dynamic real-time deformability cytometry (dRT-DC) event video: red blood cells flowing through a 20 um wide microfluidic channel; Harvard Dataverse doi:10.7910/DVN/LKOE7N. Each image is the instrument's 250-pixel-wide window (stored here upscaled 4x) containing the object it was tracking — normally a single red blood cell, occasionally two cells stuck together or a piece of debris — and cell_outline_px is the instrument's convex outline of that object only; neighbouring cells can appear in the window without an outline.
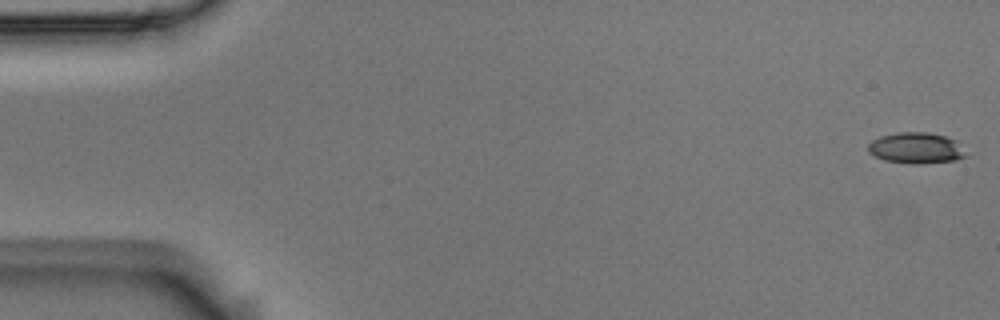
{"species": "Egyptian fruit bat (a non-hibernating species)", "species_latin": "Rousettus aegyptiacus", "temperature_condition": "room temperature", "stored_images_in_passage": 55, "camera_frame_rate_fps": 3000, "um_per_image_px": 0.085, "animal": {"sex": "male"}, "frame": {"image": 1, "passage_image": 1, "time_ms": 0.0, "image_size_px": [1000, 320], "cell_outline_px": [[968, 156], [956, 160], [920, 164], [912, 164], [884, 160], [868, 152], [868, 144], [872, 140], [880, 136], [896, 132], [928, 132], [944, 136], [956, 140]], "centroid_in_image_um": [77.86, 12.58], "position_along_channel_um": 7.1, "area_um2": 17.74}}
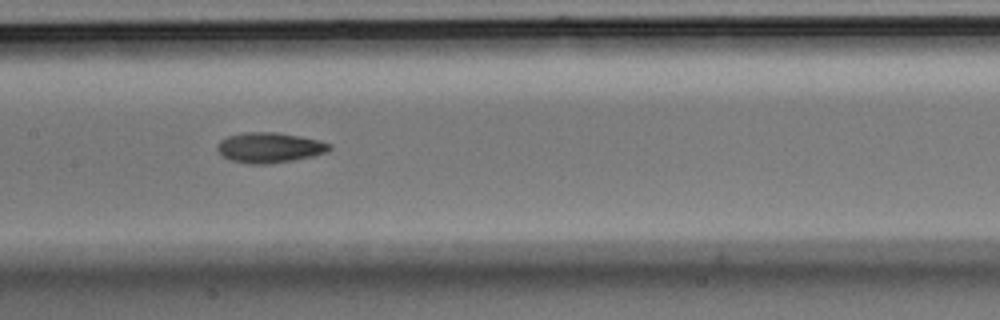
{"frame": {"image": 2, "passage_image": 27, "time_ms": 8.667, "image_size_px": [1000, 320], "cell_outline_px": [[332, 148], [328, 152], [312, 156], [292, 160], [268, 164], [248, 164], [228, 160], [216, 148], [220, 140], [228, 136], [244, 132], [276, 132], [300, 136], [332, 144]], "centroid_in_image_um": [22.9, 12.55], "position_along_channel_um": 184.5, "area_um2": 19.77}}
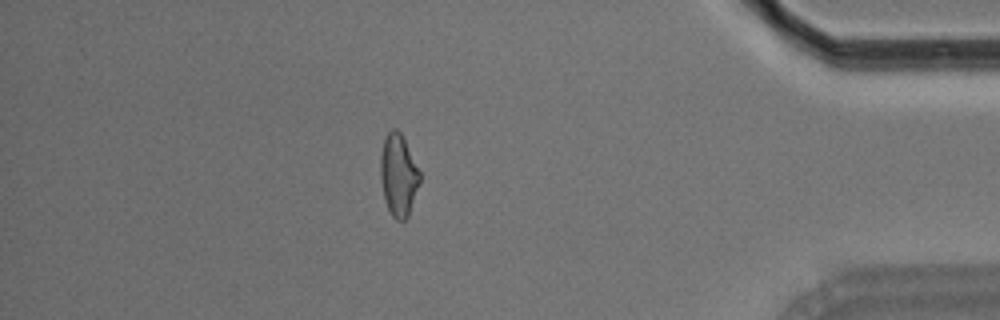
{"frame": {"image": 3, "passage_image": 48, "time_ms": 15.667, "image_size_px": [1000, 320], "cell_outline_px": [[420, 180], [408, 216], [404, 220], [396, 220], [392, 216], [388, 208], [384, 196], [380, 176], [380, 156], [384, 136], [392, 128], [396, 128], [400, 132], [420, 172]], "centroid_in_image_um": [33.85, 14.86], "position_along_channel_um": 401.4, "area_um2": 18.55}, "authors_computed_cell_mechanics": {"area_um2": 18.785, "velocity_mm_per_s": 3.6628, "shape_relaxation_time_tau1_ms": 5.1112, "shape_relaxation_time_tau2_ms": 3.3127, "deformation_change_tau1": 0.1626, "deformation_change_tau2": 0.1068}}